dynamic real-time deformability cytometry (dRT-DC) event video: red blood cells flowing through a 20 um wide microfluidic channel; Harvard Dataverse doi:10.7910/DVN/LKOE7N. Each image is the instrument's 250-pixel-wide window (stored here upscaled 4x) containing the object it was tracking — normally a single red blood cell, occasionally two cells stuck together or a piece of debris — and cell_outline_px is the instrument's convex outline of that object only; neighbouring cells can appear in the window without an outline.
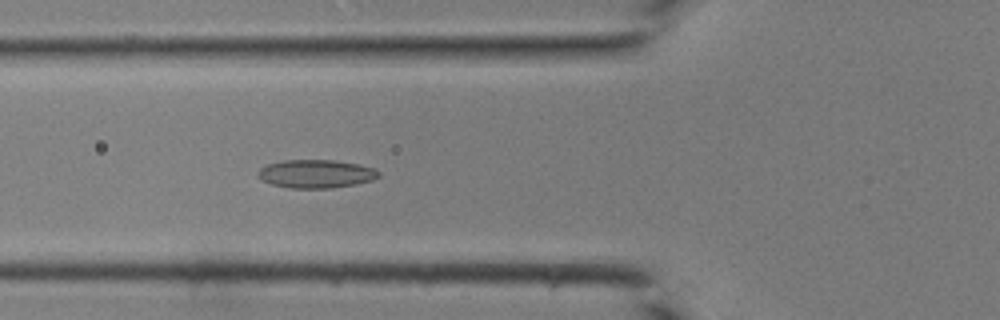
{"species": "common noctule bat (a hibernating species)", "species_latin": "Nyctalus noctula", "temperature_condition": "room temperature", "stored_images_in_passage": 43, "camera_frame_rate_fps": 3000, "um_per_image_px": 0.085, "animal": {"sex": "male", "body_mass_g": 19.0, "forearm_length_mm": 50.8}, "frame": {"image": 1, "passage_image": 16, "time_ms": 5.0, "image_size_px": [1000, 320], "cell_outline_px": [[380, 176], [372, 180], [356, 184], [332, 188], [292, 188], [272, 184], [260, 180], [256, 176], [260, 168], [268, 164], [284, 160], [336, 160], [360, 164], [376, 168], [380, 172]], "centroid_in_image_um": [26.88, 14.77], "position_along_channel_um": 98.9, "area_um2": 20.11}}
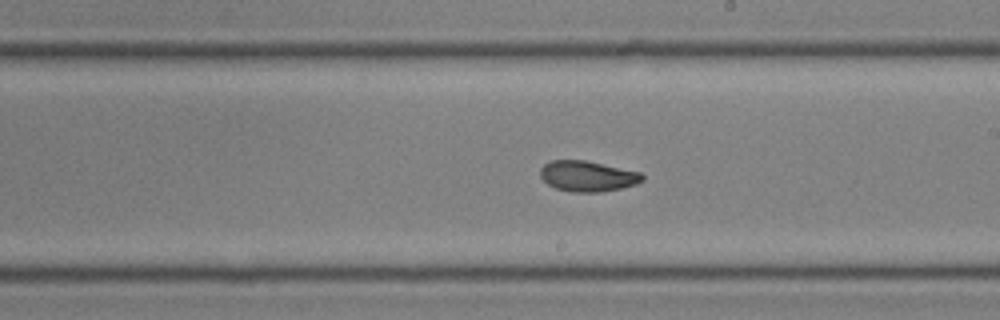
{"frame": {"image": 2, "passage_image": 25, "time_ms": 8.0, "image_size_px": [1000, 320], "cell_outline_px": [[644, 180], [636, 184], [620, 188], [600, 192], [572, 192], [556, 188], [548, 184], [540, 176], [540, 168], [544, 164], [552, 160], [584, 160], [640, 172], [644, 176]], "centroid_in_image_um": [49.93, 14.97], "position_along_channel_um": 239.1, "area_um2": 18.09}}
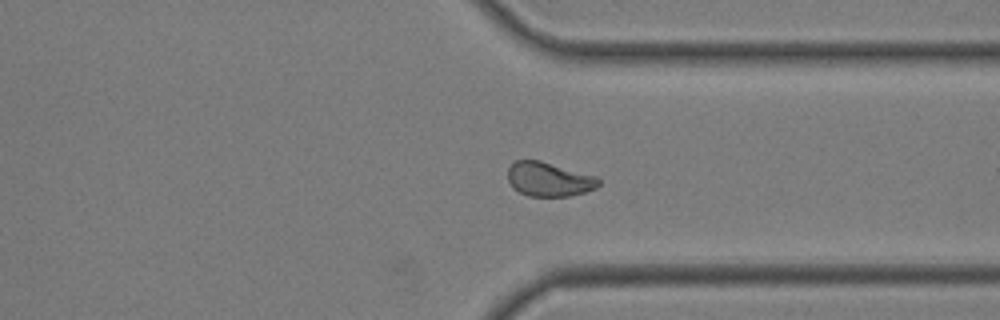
{"frame": {"image": 3, "passage_image": 33, "time_ms": 10.667, "image_size_px": [1000, 320], "cell_outline_px": [[600, 184], [596, 188], [584, 192], [568, 196], [528, 196], [512, 188], [508, 180], [508, 168], [516, 160], [540, 160], [596, 176], [600, 180]], "centroid_in_image_um": [46.65, 15.24], "position_along_channel_um": 364.8, "area_um2": 18.09}}